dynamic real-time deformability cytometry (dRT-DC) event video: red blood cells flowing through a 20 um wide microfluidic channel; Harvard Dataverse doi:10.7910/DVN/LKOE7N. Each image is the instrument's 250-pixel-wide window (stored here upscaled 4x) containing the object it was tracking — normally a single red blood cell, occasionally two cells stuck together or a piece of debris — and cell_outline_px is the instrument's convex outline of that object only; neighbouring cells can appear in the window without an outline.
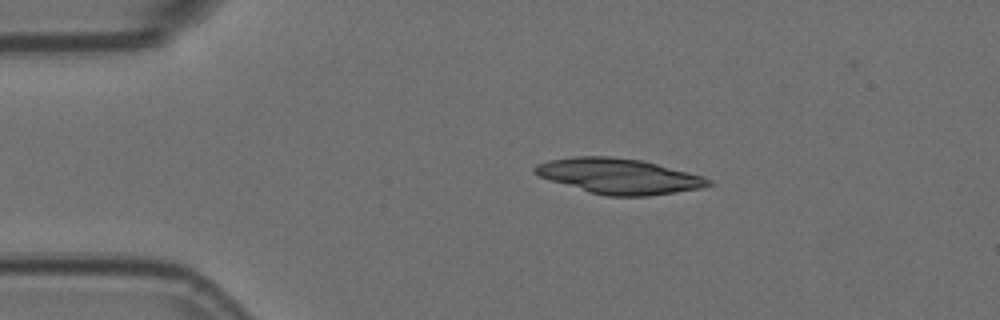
{"species": "Egyptian fruit bat (a non-hibernating species)", "species_latin": "Rousettus aegyptiacus", "temperature_condition": "room temperature", "stored_images_in_passage": 3, "camera_frame_rate_fps": 3000, "um_per_image_px": 0.085, "animal": {"sex": "female"}, "frame": {"image": 1, "passage_image": 2, "time_ms": 0.333, "image_size_px": [1000, 320], "cell_outline_px": [[712, 184], [700, 188], [676, 192], [648, 196], [608, 196], [588, 192], [540, 176], [532, 172], [532, 168], [536, 164], [548, 160], [576, 156], [608, 156], [640, 160], [704, 176], [712, 180]], "centroid_in_image_um": [52.59, 14.97], "position_along_channel_um": 32.4, "area_um2": 35.49}}